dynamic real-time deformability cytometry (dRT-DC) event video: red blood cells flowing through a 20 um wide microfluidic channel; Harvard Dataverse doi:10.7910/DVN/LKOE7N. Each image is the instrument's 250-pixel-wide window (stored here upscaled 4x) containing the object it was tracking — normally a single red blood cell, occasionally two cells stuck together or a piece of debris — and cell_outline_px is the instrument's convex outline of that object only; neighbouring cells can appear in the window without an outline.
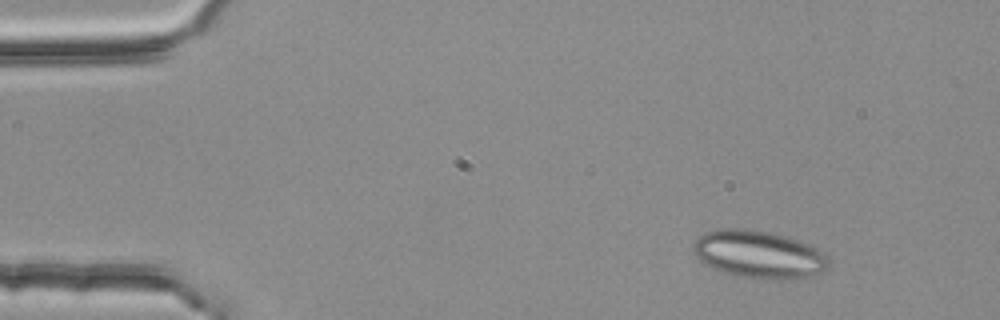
{"species": "common noctule bat (a hibernating species)", "species_latin": "Nyctalus noctula", "temperature_condition": "room temperature", "stored_images_in_passage": 5, "segment_of_instrument_passage": [1, 2], "camera_frame_rate_fps": 3000, "um_per_image_px": 0.085, "animal": {"sex": "female", "body_mass_g": 25.1}, "frame": {"image": 1, "passage_image": 1, "time_ms": 0.0, "image_size_px": [1000, 320], "cell_outline_px": [[828, 264], [820, 272], [804, 280], [776, 280], [740, 276], [724, 272], [712, 268], [700, 260], [692, 252], [692, 244], [704, 232], [720, 228], [748, 228], [772, 232], [788, 236], [800, 240], [816, 248], [828, 256]], "centroid_in_image_um": [64.5, 21.62], "position_along_channel_um": 20.5, "area_um2": 38.15}}
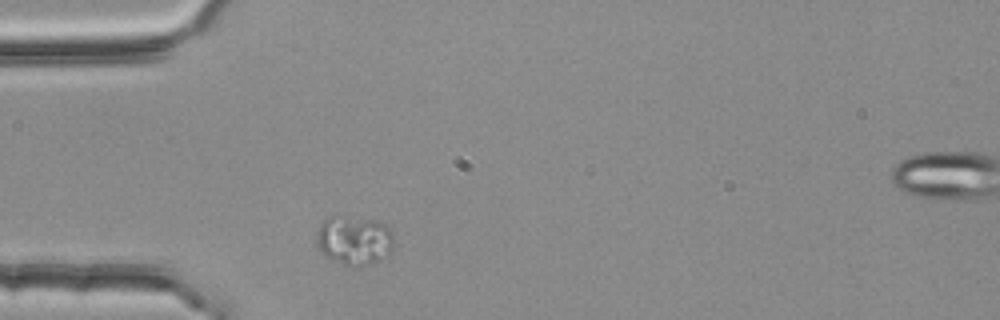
{"frame": {"image": 2, "passage_image": 4, "time_ms": 1.0, "image_size_px": [1000, 320], "cell_outline_px": [[392, 252], [372, 264], [356, 268], [352, 268], [332, 260], [324, 256], [316, 244], [316, 232], [320, 224], [328, 216], [344, 216], [376, 220], [384, 224], [388, 228], [392, 236]], "centroid_in_image_um": [30.06, 20.45], "position_along_channel_um": 54.9, "area_um2": 22.54}}